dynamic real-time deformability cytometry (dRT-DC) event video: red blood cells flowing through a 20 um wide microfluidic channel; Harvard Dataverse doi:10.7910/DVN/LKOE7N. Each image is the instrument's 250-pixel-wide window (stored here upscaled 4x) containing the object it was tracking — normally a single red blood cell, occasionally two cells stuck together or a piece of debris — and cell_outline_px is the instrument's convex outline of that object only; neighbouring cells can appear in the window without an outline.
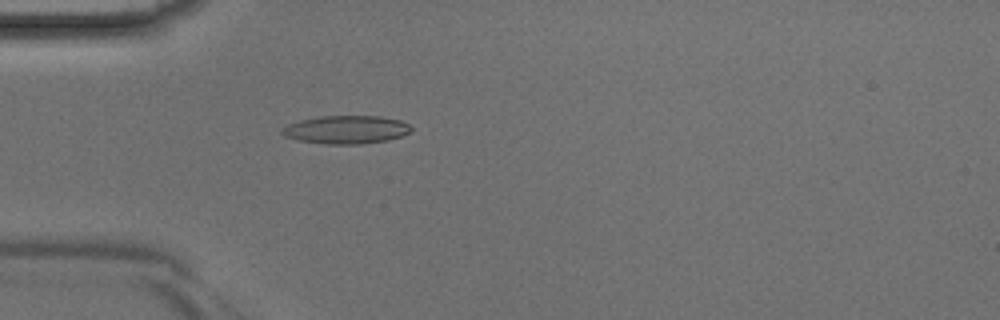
{"species": "Egyptian fruit bat (a non-hibernating species)", "species_latin": "Rousettus aegyptiacus", "temperature_condition": "room temperature", "stored_images_in_passage": 44, "camera_frame_rate_fps": 3000, "um_per_image_px": 0.085, "animal": {"sex": "male"}, "frame": {"image": 1, "passage_image": 13, "time_ms": 4.0, "image_size_px": [1000, 320], "cell_outline_px": [[412, 128], [408, 132], [400, 136], [388, 140], [364, 144], [324, 144], [300, 140], [284, 136], [280, 132], [280, 128], [288, 124], [300, 120], [320, 116], [380, 116], [400, 120], [408, 124]], "centroid_in_image_um": [29.39, 11.02], "position_along_channel_um": 55.6, "area_um2": 21.21}}
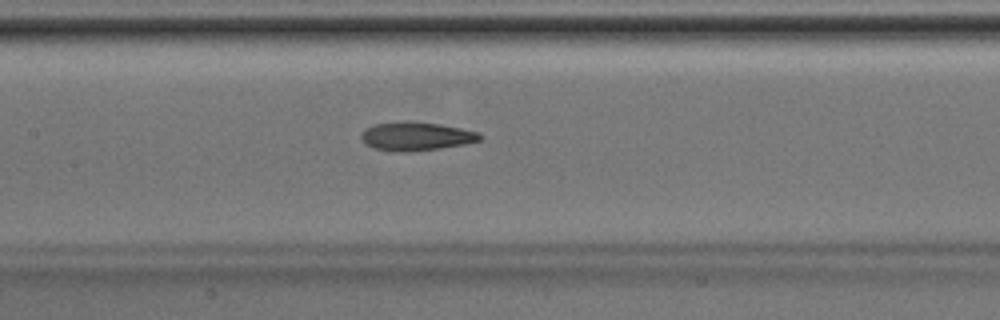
{"frame": {"image": 2, "passage_image": 21, "time_ms": 6.667, "image_size_px": [1000, 320], "cell_outline_px": [[484, 136], [480, 140], [464, 144], [440, 148], [404, 152], [400, 152], [372, 148], [364, 144], [360, 136], [364, 128], [376, 124], [408, 120], [412, 120], [440, 124], [480, 132]], "centroid_in_image_um": [35.36, 11.57], "position_along_channel_um": 172.0, "area_um2": 20.0}}
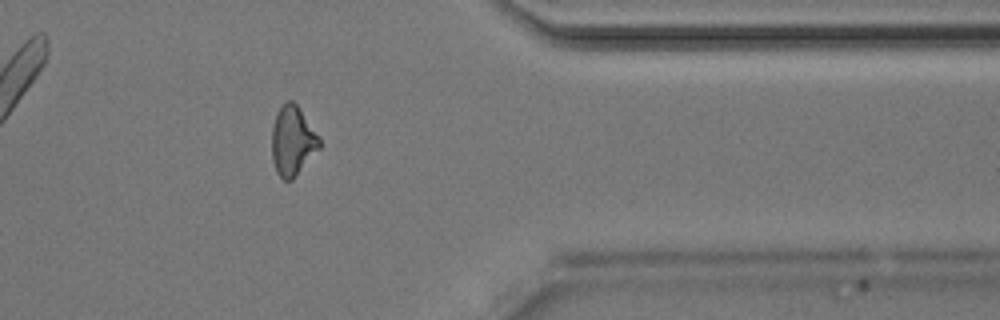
{"frame": {"image": 3, "passage_image": 36, "time_ms": 11.667, "image_size_px": [1000, 320], "cell_outline_px": [[320, 148], [292, 180], [284, 180], [276, 172], [272, 160], [272, 128], [276, 112], [288, 100], [292, 100], [296, 104], [320, 136]], "centroid_in_image_um": [24.87, 11.98], "position_along_channel_um": 386.5, "area_um2": 19.25}}